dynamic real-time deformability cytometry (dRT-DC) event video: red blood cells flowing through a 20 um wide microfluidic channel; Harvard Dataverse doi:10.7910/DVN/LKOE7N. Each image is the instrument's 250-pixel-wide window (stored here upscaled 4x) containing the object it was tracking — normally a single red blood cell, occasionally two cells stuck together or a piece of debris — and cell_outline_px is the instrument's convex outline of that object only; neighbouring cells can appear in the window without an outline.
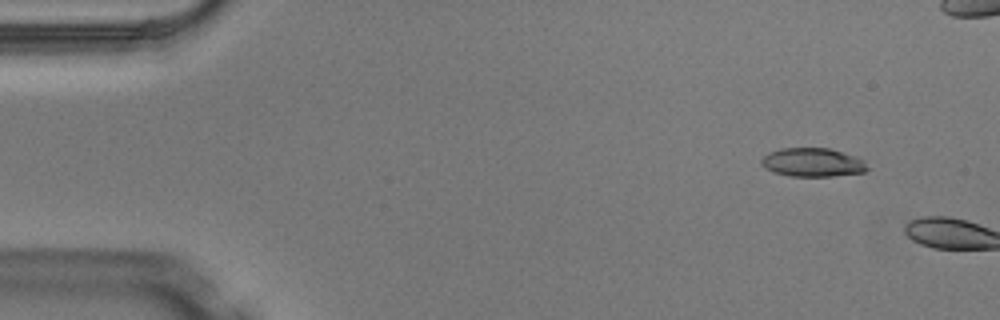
{"species": "Egyptian fruit bat (a non-hibernating species)", "species_latin": "Rousettus aegyptiacus", "temperature_condition": "warm", "stored_images_in_passage": 3, "camera_frame_rate_fps": 3000, "um_per_image_px": 0.085, "animal": {"sex": "male"}, "frame": {"image": 1, "passage_image": 2, "time_ms": 0.333, "image_size_px": [1000, 320], "cell_outline_px": [[868, 168], [864, 172], [832, 176], [788, 176], [772, 172], [764, 168], [760, 164], [760, 160], [768, 152], [780, 148], [828, 148], [856, 156], [864, 160]], "centroid_in_image_um": [69.03, 13.8], "position_along_channel_um": 16.0, "area_um2": 17.86}}